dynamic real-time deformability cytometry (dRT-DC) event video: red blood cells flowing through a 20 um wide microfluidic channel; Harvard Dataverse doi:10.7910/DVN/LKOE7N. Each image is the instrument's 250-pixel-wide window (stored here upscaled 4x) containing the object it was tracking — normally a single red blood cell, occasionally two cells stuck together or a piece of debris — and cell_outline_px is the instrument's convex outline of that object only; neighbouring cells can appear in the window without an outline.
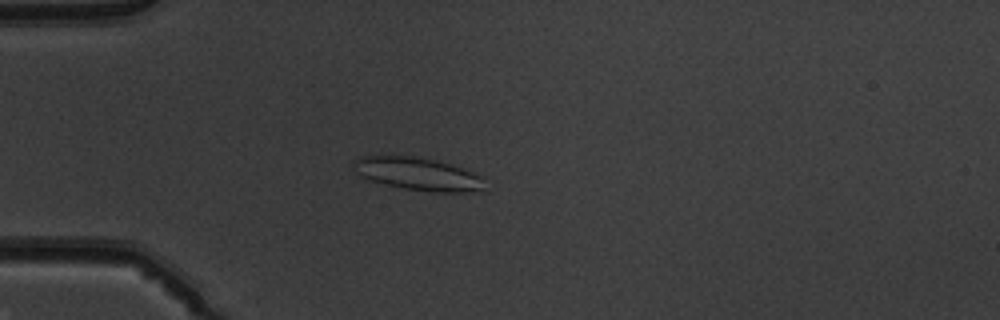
{"species": "common noctule bat (a hibernating species)", "species_latin": "Nyctalus noctula", "temperature_condition": "warm", "stored_images_in_passage": 51, "camera_frame_rate_fps": 3000, "um_per_image_px": 0.085, "animal": {"sex": "male", "body_mass_g": 19.5, "forearm_length_mm": 54.6}, "frame": {"image": 1, "passage_image": 14, "time_ms": 4.333, "image_size_px": [1000, 320], "cell_outline_px": [[488, 192], [432, 192], [404, 188], [372, 180], [360, 176], [356, 172], [352, 164], [352, 160], [364, 156], [420, 156], [436, 160], [472, 172], [480, 176]], "centroid_in_image_um": [35.56, 14.79], "position_along_channel_um": 49.4, "area_um2": 25.03}}
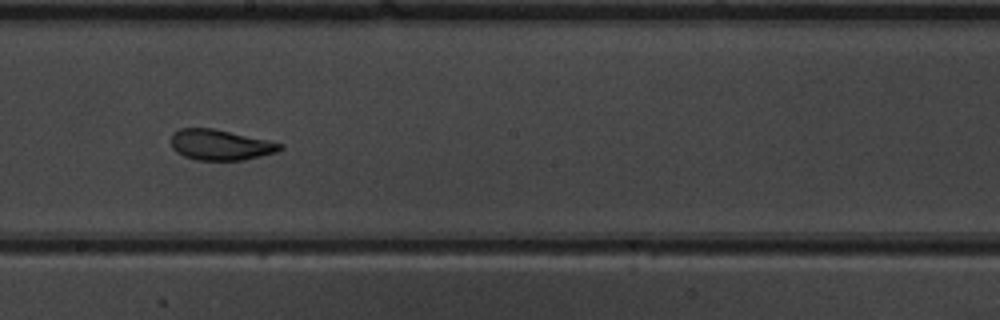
{"frame": {"image": 2, "passage_image": 29, "time_ms": 9.333, "image_size_px": [1000, 320], "cell_outline_px": [[284, 148], [276, 152], [244, 160], [196, 160], [184, 156], [176, 152], [172, 148], [172, 132], [180, 128], [212, 128], [268, 140], [284, 144]], "centroid_in_image_um": [18.73, 12.31], "position_along_channel_um": 229.5, "area_um2": 19.42}}
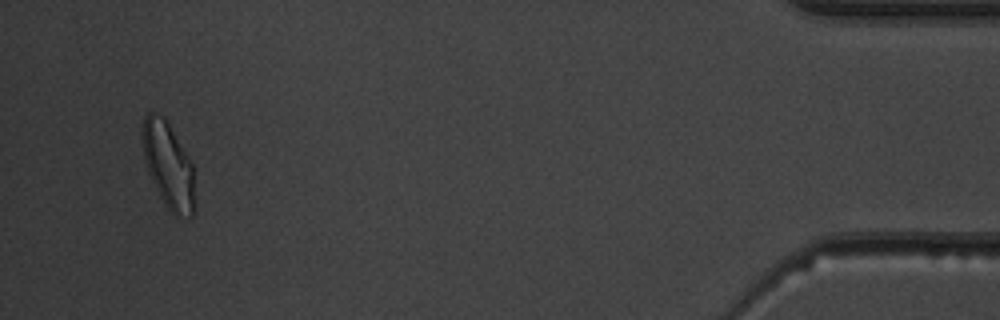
{"frame": {"image": 3, "passage_image": 49, "time_ms": 16.0, "image_size_px": [1000, 320], "cell_outline_px": [[192, 216], [176, 216], [164, 204], [148, 172], [144, 160], [140, 132], [144, 116], [148, 112], [152, 112], [164, 116], [168, 120], [192, 164]], "centroid_in_image_um": [14.23, 13.94], "position_along_channel_um": 421.0, "area_um2": 25.89}, "authors_computed_cell_mechanics": {"area_um2": 22.3108, "velocity_mm_per_s": 3.9406, "shape_relaxation_time_tau1_ms": 7.789, "shape_relaxation_time_tau2_ms": 1.1577, "deformation_change_tau1": 0.1859, "deformation_change_tau2": 0.0737}}